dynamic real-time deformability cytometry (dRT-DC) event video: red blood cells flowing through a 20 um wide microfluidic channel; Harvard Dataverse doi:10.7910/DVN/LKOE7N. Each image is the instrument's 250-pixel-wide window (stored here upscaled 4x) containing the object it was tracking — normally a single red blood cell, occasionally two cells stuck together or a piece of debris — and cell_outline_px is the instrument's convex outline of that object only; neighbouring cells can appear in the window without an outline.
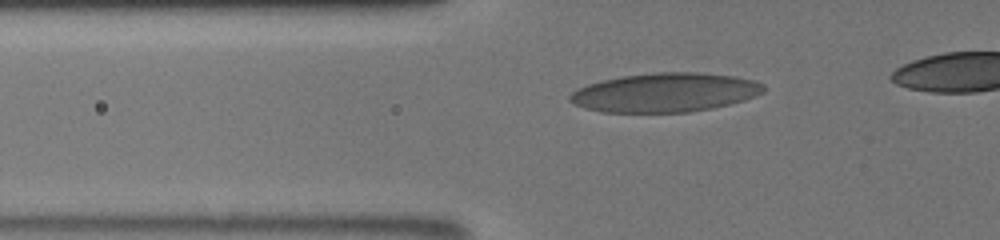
{"species": "human", "species_latin": "Homo sapiens", "temperature_condition": "room temperature", "stored_images_in_passage": 40, "camera_frame_rate_fps": 3000, "um_per_image_px": 0.085, "donor": {"sex": "male"}, "frame": {"image": 1, "passage_image": 11, "time_ms": 5.333, "image_size_px": [1000, 240], "cell_outline_px": [[764, 92], [744, 100], [712, 108], [688, 112], [600, 112], [584, 108], [572, 104], [568, 100], [568, 96], [576, 88], [600, 80], [620, 76], [656, 72], [700, 72], [732, 76], [756, 80], [764, 84]], "centroid_in_image_um": [56.48, 7.86], "position_along_channel_um": 69.3, "area_um2": 44.39}}
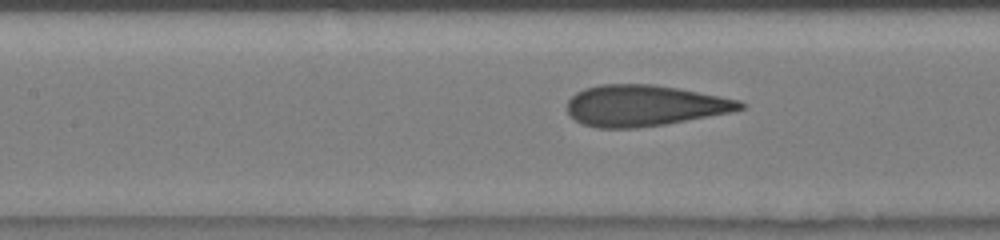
{"frame": {"image": 2, "passage_image": 18, "time_ms": 7.667, "image_size_px": [1000, 240], "cell_outline_px": [[744, 108], [732, 112], [664, 124], [636, 128], [596, 128], [580, 124], [568, 112], [568, 100], [576, 92], [584, 88], [600, 84], [652, 84], [676, 88], [720, 96], [740, 100], [744, 104]], "centroid_in_image_um": [54.74, 8.98], "position_along_channel_um": 152.7, "area_um2": 41.27}}
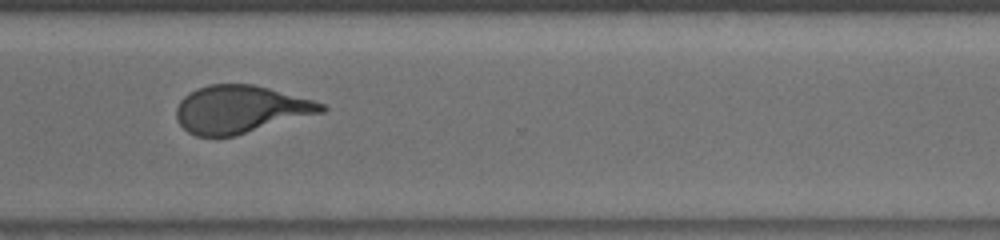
{"frame": {"image": 3, "passage_image": 39, "time_ms": 12.667, "image_size_px": [1000, 240], "cell_outline_px": [[328, 108], [324, 112], [236, 136], [196, 136], [188, 132], [176, 120], [176, 108], [180, 100], [184, 96], [196, 88], [208, 84], [252, 84], [268, 88], [312, 100], [324, 104]], "centroid_in_image_um": [20.42, 9.3], "position_along_channel_um": 350.2, "area_um2": 40.29}}